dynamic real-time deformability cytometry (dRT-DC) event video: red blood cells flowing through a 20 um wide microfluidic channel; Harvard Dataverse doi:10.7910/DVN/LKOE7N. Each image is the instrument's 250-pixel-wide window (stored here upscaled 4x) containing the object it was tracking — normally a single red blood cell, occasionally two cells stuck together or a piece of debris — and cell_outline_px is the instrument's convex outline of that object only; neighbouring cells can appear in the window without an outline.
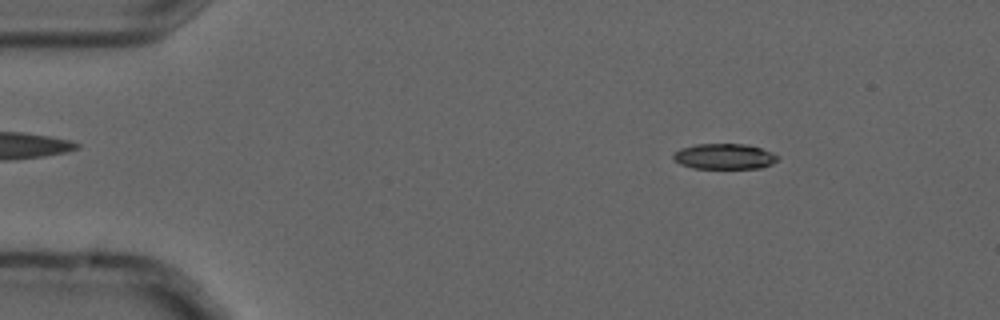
{"species": "common noctule bat (a hibernating species)", "species_latin": "Nyctalus noctula", "temperature_condition": "cold", "stored_images_in_passage": 9, "camera_frame_rate_fps": 3000, "um_per_image_px": 0.085, "animal": {"sex": "male", "forearm_length_mm": 52.5}, "frame": {"image": 1, "passage_image": 2, "time_ms": 0.333, "image_size_px": [1000, 320], "cell_outline_px": [[780, 156], [772, 164], [760, 168], [692, 168], [680, 164], [672, 160], [672, 156], [680, 148], [696, 144], [748, 144], [772, 152]], "centroid_in_image_um": [61.55, 13.29], "position_along_channel_um": 23.4, "area_um2": 15.61}}
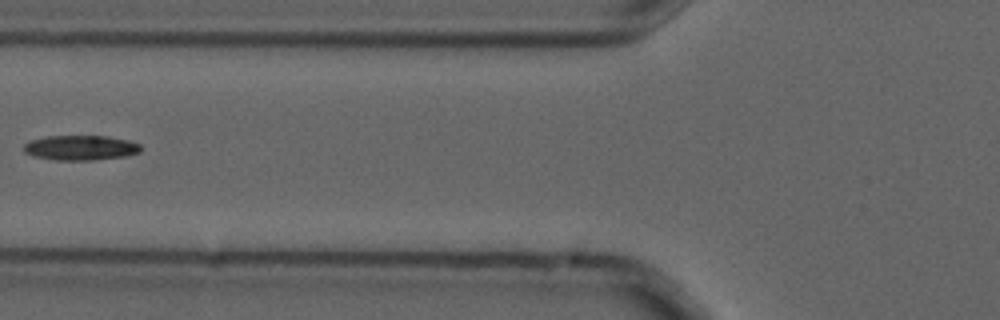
{"frame": {"image": 2, "passage_image": 6, "time_ms": 1.667, "image_size_px": [1000, 320], "cell_outline_px": [[140, 152], [124, 156], [92, 160], [56, 160], [32, 156], [24, 152], [24, 144], [32, 140], [48, 136], [108, 136], [128, 140], [140, 144]], "centroid_in_image_um": [6.84, 12.56], "position_along_channel_um": 119.0, "area_um2": 16.88}}
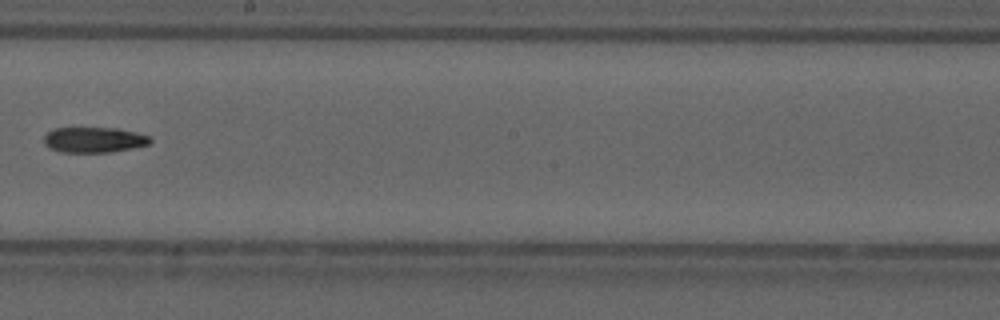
{"frame": {"image": 3, "passage_image": 9, "time_ms": 2.667, "image_size_px": [1000, 320], "cell_outline_px": [[152, 140], [148, 144], [132, 148], [108, 152], [60, 152], [48, 148], [44, 144], [44, 136], [52, 128], [116, 128], [136, 132], [148, 136]], "centroid_in_image_um": [7.94, 11.88], "position_along_channel_um": 240.3, "area_um2": 15.72}}